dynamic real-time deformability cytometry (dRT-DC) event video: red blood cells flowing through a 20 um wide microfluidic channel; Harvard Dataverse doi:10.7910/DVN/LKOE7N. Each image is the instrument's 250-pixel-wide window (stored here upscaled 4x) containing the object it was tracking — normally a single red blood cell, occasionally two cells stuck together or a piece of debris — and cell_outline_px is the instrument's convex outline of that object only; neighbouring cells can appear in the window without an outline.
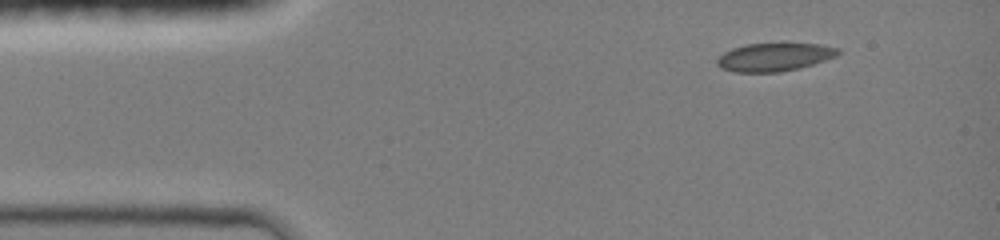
{"species": "common noctule bat (a hibernating species)", "species_latin": "Nyctalus noctula", "temperature_condition": "room temperature", "stored_images_in_passage": 21, "camera_frame_rate_fps": 3000, "um_per_image_px": 0.085, "animal": {"sex": "female", "body_mass_g": 19.0, "forearm_length_mm": 51.5}, "frame": {"image": 1, "passage_image": 1, "time_ms": 0.0, "image_size_px": [1000, 240], "cell_outline_px": [[840, 52], [836, 56], [812, 64], [780, 72], [736, 72], [720, 68], [716, 64], [716, 60], [724, 52], [732, 48], [744, 44], [820, 44], [840, 48]], "centroid_in_image_um": [65.79, 4.85], "position_along_channel_um": 19.2, "area_um2": 19.65}}
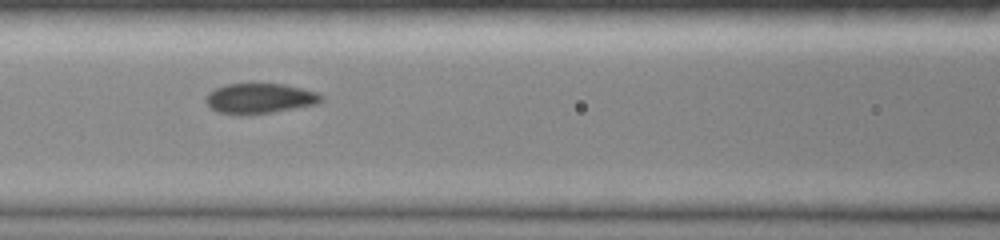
{"frame": {"image": 2, "passage_image": 12, "time_ms": 3.667, "image_size_px": [1000, 240], "cell_outline_px": [[324, 100], [320, 104], [268, 112], [240, 116], [220, 112], [212, 108], [208, 104], [208, 96], [216, 88], [224, 84], [252, 80], [284, 84], [316, 92], [324, 96]], "centroid_in_image_um": [22.12, 8.31], "position_along_channel_um": 144.5, "area_um2": 20.87}}
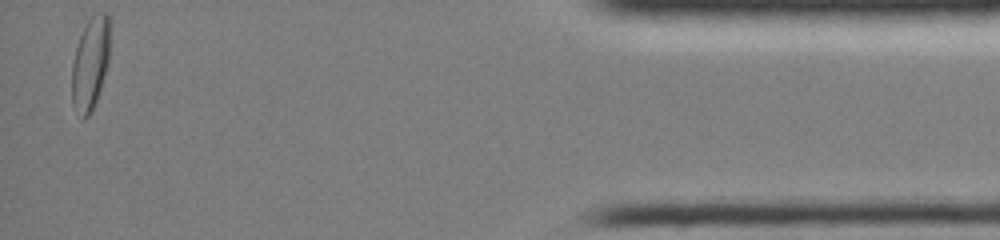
{"frame": {"image": 3, "passage_image": 21, "time_ms": 6.667, "image_size_px": [1000, 240], "cell_outline_px": [[108, 64], [96, 100], [88, 116], [84, 120], [72, 104], [72, 64], [76, 48], [80, 36], [88, 20], [96, 12], [108, 12]], "centroid_in_image_um": [7.66, 5.39], "position_along_channel_um": 427.5, "area_um2": 20.06}}